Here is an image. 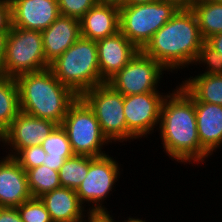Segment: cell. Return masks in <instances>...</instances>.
Instances as JSON below:
<instances>
[{"instance_id":"6da1fadb","label":"cell","mask_w":222,"mask_h":222,"mask_svg":"<svg viewBox=\"0 0 222 222\" xmlns=\"http://www.w3.org/2000/svg\"><path fill=\"white\" fill-rule=\"evenodd\" d=\"M168 93L162 102L159 128H156L160 130L165 153L178 163H204L211 155L200 143L193 98L181 85Z\"/></svg>"},{"instance_id":"7a4b0ae2","label":"cell","mask_w":222,"mask_h":222,"mask_svg":"<svg viewBox=\"0 0 222 222\" xmlns=\"http://www.w3.org/2000/svg\"><path fill=\"white\" fill-rule=\"evenodd\" d=\"M203 42L194 11L179 8L142 51L158 61L167 72H173L188 68L189 64L193 66Z\"/></svg>"},{"instance_id":"3957f363","label":"cell","mask_w":222,"mask_h":222,"mask_svg":"<svg viewBox=\"0 0 222 222\" xmlns=\"http://www.w3.org/2000/svg\"><path fill=\"white\" fill-rule=\"evenodd\" d=\"M20 111L61 125L79 97L62 84L50 68L17 76Z\"/></svg>"},{"instance_id":"277c9868","label":"cell","mask_w":222,"mask_h":222,"mask_svg":"<svg viewBox=\"0 0 222 222\" xmlns=\"http://www.w3.org/2000/svg\"><path fill=\"white\" fill-rule=\"evenodd\" d=\"M55 77L78 96L105 83L98 65L96 41L82 36L49 67Z\"/></svg>"},{"instance_id":"5b68a950","label":"cell","mask_w":222,"mask_h":222,"mask_svg":"<svg viewBox=\"0 0 222 222\" xmlns=\"http://www.w3.org/2000/svg\"><path fill=\"white\" fill-rule=\"evenodd\" d=\"M178 7L166 0L136 5H119L120 32L139 50L178 11Z\"/></svg>"},{"instance_id":"8992f818","label":"cell","mask_w":222,"mask_h":222,"mask_svg":"<svg viewBox=\"0 0 222 222\" xmlns=\"http://www.w3.org/2000/svg\"><path fill=\"white\" fill-rule=\"evenodd\" d=\"M43 49L41 31L12 26L7 34L5 58L0 75L16 78L25 73L49 68Z\"/></svg>"},{"instance_id":"52a82bcc","label":"cell","mask_w":222,"mask_h":222,"mask_svg":"<svg viewBox=\"0 0 222 222\" xmlns=\"http://www.w3.org/2000/svg\"><path fill=\"white\" fill-rule=\"evenodd\" d=\"M61 126L67 132L74 154L91 157L107 155L102 149L110 142L104 136L95 113L80 96L69 107Z\"/></svg>"},{"instance_id":"ba28073f","label":"cell","mask_w":222,"mask_h":222,"mask_svg":"<svg viewBox=\"0 0 222 222\" xmlns=\"http://www.w3.org/2000/svg\"><path fill=\"white\" fill-rule=\"evenodd\" d=\"M95 113L104 136L110 143L127 142L124 96L107 82L85 91L80 96Z\"/></svg>"},{"instance_id":"9c48e42d","label":"cell","mask_w":222,"mask_h":222,"mask_svg":"<svg viewBox=\"0 0 222 222\" xmlns=\"http://www.w3.org/2000/svg\"><path fill=\"white\" fill-rule=\"evenodd\" d=\"M163 71L167 70L158 61L138 50L107 83L123 96L160 92L157 88Z\"/></svg>"},{"instance_id":"30bf717a","label":"cell","mask_w":222,"mask_h":222,"mask_svg":"<svg viewBox=\"0 0 222 222\" xmlns=\"http://www.w3.org/2000/svg\"><path fill=\"white\" fill-rule=\"evenodd\" d=\"M119 166V163L108 154L101 157L90 156L86 178L76 190V194L83 205L85 202L88 203V206L92 204L89 209L87 208L89 212L108 213L107 208L102 204L118 181Z\"/></svg>"},{"instance_id":"8fae6325","label":"cell","mask_w":222,"mask_h":222,"mask_svg":"<svg viewBox=\"0 0 222 222\" xmlns=\"http://www.w3.org/2000/svg\"><path fill=\"white\" fill-rule=\"evenodd\" d=\"M147 92L124 96V115L127 124V141L147 137L160 122V111L166 94ZM165 94V95H163Z\"/></svg>"},{"instance_id":"7c38bea8","label":"cell","mask_w":222,"mask_h":222,"mask_svg":"<svg viewBox=\"0 0 222 222\" xmlns=\"http://www.w3.org/2000/svg\"><path fill=\"white\" fill-rule=\"evenodd\" d=\"M58 125L52 120L34 117L20 111L10 127L2 134L3 146H10L7 155L15 157L24 148L41 145Z\"/></svg>"},{"instance_id":"4fadbf2b","label":"cell","mask_w":222,"mask_h":222,"mask_svg":"<svg viewBox=\"0 0 222 222\" xmlns=\"http://www.w3.org/2000/svg\"><path fill=\"white\" fill-rule=\"evenodd\" d=\"M11 25L21 29L44 31L59 16L57 0H9Z\"/></svg>"},{"instance_id":"5bb4252c","label":"cell","mask_w":222,"mask_h":222,"mask_svg":"<svg viewBox=\"0 0 222 222\" xmlns=\"http://www.w3.org/2000/svg\"><path fill=\"white\" fill-rule=\"evenodd\" d=\"M96 44L98 65L104 82L115 76L139 50L120 31L96 41Z\"/></svg>"},{"instance_id":"9a60e30c","label":"cell","mask_w":222,"mask_h":222,"mask_svg":"<svg viewBox=\"0 0 222 222\" xmlns=\"http://www.w3.org/2000/svg\"><path fill=\"white\" fill-rule=\"evenodd\" d=\"M31 198L26 171L6 155L0 160V207L17 208Z\"/></svg>"},{"instance_id":"2e32d148","label":"cell","mask_w":222,"mask_h":222,"mask_svg":"<svg viewBox=\"0 0 222 222\" xmlns=\"http://www.w3.org/2000/svg\"><path fill=\"white\" fill-rule=\"evenodd\" d=\"M46 62L50 65L81 36L80 20L60 15L42 31Z\"/></svg>"},{"instance_id":"e0dca14e","label":"cell","mask_w":222,"mask_h":222,"mask_svg":"<svg viewBox=\"0 0 222 222\" xmlns=\"http://www.w3.org/2000/svg\"><path fill=\"white\" fill-rule=\"evenodd\" d=\"M81 36L93 41L115 35L120 31L119 5L98 2L80 19Z\"/></svg>"},{"instance_id":"ac0fdd59","label":"cell","mask_w":222,"mask_h":222,"mask_svg":"<svg viewBox=\"0 0 222 222\" xmlns=\"http://www.w3.org/2000/svg\"><path fill=\"white\" fill-rule=\"evenodd\" d=\"M52 222H75L86 218L83 204L80 202L76 190L60 187L40 197ZM85 211V212H84Z\"/></svg>"},{"instance_id":"d6986e66","label":"cell","mask_w":222,"mask_h":222,"mask_svg":"<svg viewBox=\"0 0 222 222\" xmlns=\"http://www.w3.org/2000/svg\"><path fill=\"white\" fill-rule=\"evenodd\" d=\"M195 113L201 146L212 155L222 145V105L195 102Z\"/></svg>"},{"instance_id":"ffe728a7","label":"cell","mask_w":222,"mask_h":222,"mask_svg":"<svg viewBox=\"0 0 222 222\" xmlns=\"http://www.w3.org/2000/svg\"><path fill=\"white\" fill-rule=\"evenodd\" d=\"M181 86L194 102L222 105V75L198 74L182 81Z\"/></svg>"},{"instance_id":"44dd1931","label":"cell","mask_w":222,"mask_h":222,"mask_svg":"<svg viewBox=\"0 0 222 222\" xmlns=\"http://www.w3.org/2000/svg\"><path fill=\"white\" fill-rule=\"evenodd\" d=\"M41 146L47 153L44 165L56 171H59L66 159L74 155L67 132L61 125L47 135Z\"/></svg>"},{"instance_id":"7402d4cb","label":"cell","mask_w":222,"mask_h":222,"mask_svg":"<svg viewBox=\"0 0 222 222\" xmlns=\"http://www.w3.org/2000/svg\"><path fill=\"white\" fill-rule=\"evenodd\" d=\"M20 112L16 79L0 75V133L3 134Z\"/></svg>"},{"instance_id":"603a6c76","label":"cell","mask_w":222,"mask_h":222,"mask_svg":"<svg viewBox=\"0 0 222 222\" xmlns=\"http://www.w3.org/2000/svg\"><path fill=\"white\" fill-rule=\"evenodd\" d=\"M191 9L197 17L204 41L215 34L222 33V3L197 0Z\"/></svg>"},{"instance_id":"cb8c5ba5","label":"cell","mask_w":222,"mask_h":222,"mask_svg":"<svg viewBox=\"0 0 222 222\" xmlns=\"http://www.w3.org/2000/svg\"><path fill=\"white\" fill-rule=\"evenodd\" d=\"M26 174L28 188L33 198H40L61 187L58 171L50 169L44 164L27 169Z\"/></svg>"},{"instance_id":"d4e9b609","label":"cell","mask_w":222,"mask_h":222,"mask_svg":"<svg viewBox=\"0 0 222 222\" xmlns=\"http://www.w3.org/2000/svg\"><path fill=\"white\" fill-rule=\"evenodd\" d=\"M89 165L90 156L74 154L66 159L58 171L61 187L77 190L86 178Z\"/></svg>"},{"instance_id":"484cf974","label":"cell","mask_w":222,"mask_h":222,"mask_svg":"<svg viewBox=\"0 0 222 222\" xmlns=\"http://www.w3.org/2000/svg\"><path fill=\"white\" fill-rule=\"evenodd\" d=\"M23 222H52L40 198H31L17 207Z\"/></svg>"},{"instance_id":"4316f807","label":"cell","mask_w":222,"mask_h":222,"mask_svg":"<svg viewBox=\"0 0 222 222\" xmlns=\"http://www.w3.org/2000/svg\"><path fill=\"white\" fill-rule=\"evenodd\" d=\"M195 64H204V75H222V54L218 53L206 41L203 42Z\"/></svg>"},{"instance_id":"83f0119b","label":"cell","mask_w":222,"mask_h":222,"mask_svg":"<svg viewBox=\"0 0 222 222\" xmlns=\"http://www.w3.org/2000/svg\"><path fill=\"white\" fill-rule=\"evenodd\" d=\"M60 15L81 19L99 0H57Z\"/></svg>"},{"instance_id":"f1b7e54d","label":"cell","mask_w":222,"mask_h":222,"mask_svg":"<svg viewBox=\"0 0 222 222\" xmlns=\"http://www.w3.org/2000/svg\"><path fill=\"white\" fill-rule=\"evenodd\" d=\"M46 154L41 145H35L22 149L14 158L26 171L44 164Z\"/></svg>"},{"instance_id":"f546056e","label":"cell","mask_w":222,"mask_h":222,"mask_svg":"<svg viewBox=\"0 0 222 222\" xmlns=\"http://www.w3.org/2000/svg\"><path fill=\"white\" fill-rule=\"evenodd\" d=\"M11 27V5L9 0H0V32H9Z\"/></svg>"},{"instance_id":"4dcf8cb0","label":"cell","mask_w":222,"mask_h":222,"mask_svg":"<svg viewBox=\"0 0 222 222\" xmlns=\"http://www.w3.org/2000/svg\"><path fill=\"white\" fill-rule=\"evenodd\" d=\"M0 222H23L17 208L0 207Z\"/></svg>"},{"instance_id":"1f68e13d","label":"cell","mask_w":222,"mask_h":222,"mask_svg":"<svg viewBox=\"0 0 222 222\" xmlns=\"http://www.w3.org/2000/svg\"><path fill=\"white\" fill-rule=\"evenodd\" d=\"M87 219L84 220V218L75 221V222H110L108 213H93L89 212L87 213Z\"/></svg>"},{"instance_id":"d6a6232c","label":"cell","mask_w":222,"mask_h":222,"mask_svg":"<svg viewBox=\"0 0 222 222\" xmlns=\"http://www.w3.org/2000/svg\"><path fill=\"white\" fill-rule=\"evenodd\" d=\"M206 42L218 53L222 54V33L209 37Z\"/></svg>"},{"instance_id":"836d02e7","label":"cell","mask_w":222,"mask_h":222,"mask_svg":"<svg viewBox=\"0 0 222 222\" xmlns=\"http://www.w3.org/2000/svg\"><path fill=\"white\" fill-rule=\"evenodd\" d=\"M7 34L8 32H0V67L3 64L5 58Z\"/></svg>"},{"instance_id":"e575fe53","label":"cell","mask_w":222,"mask_h":222,"mask_svg":"<svg viewBox=\"0 0 222 222\" xmlns=\"http://www.w3.org/2000/svg\"><path fill=\"white\" fill-rule=\"evenodd\" d=\"M174 3L178 8H192L197 0H166Z\"/></svg>"},{"instance_id":"d590c367","label":"cell","mask_w":222,"mask_h":222,"mask_svg":"<svg viewBox=\"0 0 222 222\" xmlns=\"http://www.w3.org/2000/svg\"><path fill=\"white\" fill-rule=\"evenodd\" d=\"M158 0H124L121 5H136V4H145V3H152Z\"/></svg>"},{"instance_id":"8d00e7d4","label":"cell","mask_w":222,"mask_h":222,"mask_svg":"<svg viewBox=\"0 0 222 222\" xmlns=\"http://www.w3.org/2000/svg\"><path fill=\"white\" fill-rule=\"evenodd\" d=\"M109 213H110V212H108L109 221H110V222H114L115 220L112 219L113 216L110 215ZM115 222H116V221H115ZM122 222H146V221H145V220H142V219H139V218H133V217L130 216V217H128L127 220H124V221H122Z\"/></svg>"},{"instance_id":"74e56055","label":"cell","mask_w":222,"mask_h":222,"mask_svg":"<svg viewBox=\"0 0 222 222\" xmlns=\"http://www.w3.org/2000/svg\"><path fill=\"white\" fill-rule=\"evenodd\" d=\"M99 2L114 3L121 5L124 2V0H99Z\"/></svg>"},{"instance_id":"f35d334b","label":"cell","mask_w":222,"mask_h":222,"mask_svg":"<svg viewBox=\"0 0 222 222\" xmlns=\"http://www.w3.org/2000/svg\"><path fill=\"white\" fill-rule=\"evenodd\" d=\"M212 2H215V3H222V0H210Z\"/></svg>"},{"instance_id":"ab89813d","label":"cell","mask_w":222,"mask_h":222,"mask_svg":"<svg viewBox=\"0 0 222 222\" xmlns=\"http://www.w3.org/2000/svg\"><path fill=\"white\" fill-rule=\"evenodd\" d=\"M0 142H2V134L0 133Z\"/></svg>"}]
</instances>
